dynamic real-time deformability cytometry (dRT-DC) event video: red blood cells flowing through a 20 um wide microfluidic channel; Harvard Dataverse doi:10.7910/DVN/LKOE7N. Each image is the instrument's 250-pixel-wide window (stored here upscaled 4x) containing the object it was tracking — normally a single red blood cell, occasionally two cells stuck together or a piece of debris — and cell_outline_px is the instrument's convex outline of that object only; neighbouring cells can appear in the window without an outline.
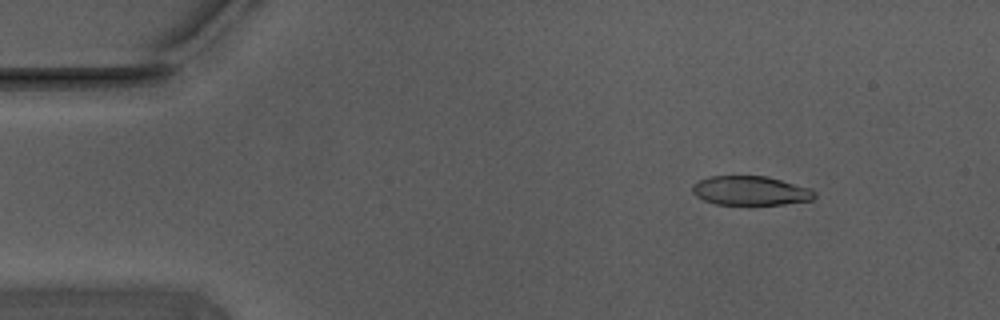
{"species": "Egyptian fruit bat (a non-hibernating species)", "species_latin": "Rousettus aegyptiacus", "temperature_condition": "warm", "stored_images_in_passage": 36, "camera_frame_rate_fps": 3000, "um_per_image_px": 0.085, "animal": {"sex": "male"}, "frame": {"image": 1, "passage_image": 2, "time_ms": 0.333, "image_size_px": [1000, 320], "cell_outline_px": [[816, 196], [812, 200], [784, 204], [716, 204], [704, 200], [696, 196], [692, 192], [692, 184], [700, 180], [712, 176], [768, 176], [812, 188], [816, 192]], "centroid_in_image_um": [63.83, 16.2], "position_along_channel_um": 21.2, "area_um2": 20.87}}
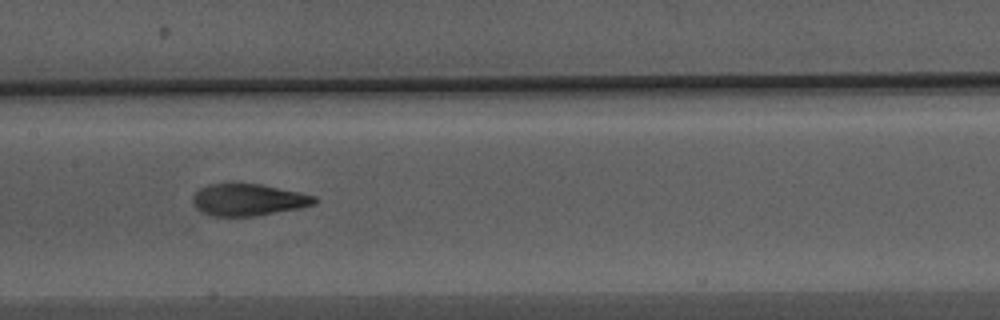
{"frame": {"image": 2, "passage_image": 22, "time_ms": 7.0, "image_size_px": [1000, 320], "cell_outline_px": [[316, 204], [300, 208], [256, 216], [212, 216], [196, 208], [192, 200], [192, 196], [200, 188], [208, 184], [260, 184], [300, 192], [316, 196]], "centroid_in_image_um": [21.12, 16.98], "position_along_channel_um": 186.3, "area_um2": 22.54}}
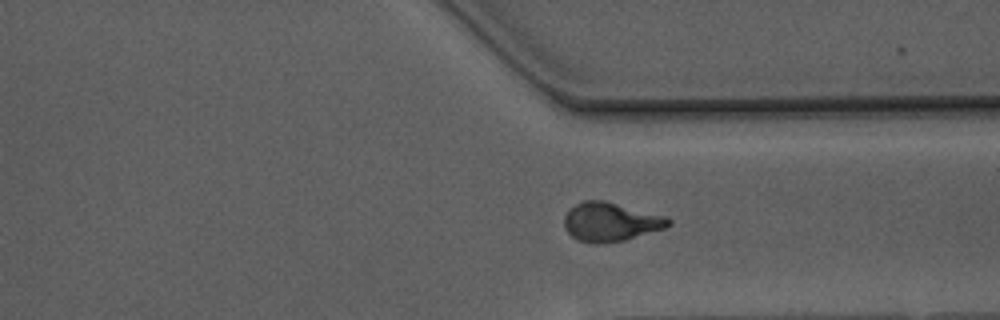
{"frame": {"image": 3, "passage_image": 36, "time_ms": 11.667, "image_size_px": [1000, 320], "cell_outline_px": [[672, 224], [664, 228], [624, 240], [600, 244], [592, 244], [576, 240], [564, 228], [564, 216], [576, 204], [584, 200], [604, 200], [664, 216], [672, 220]], "centroid_in_image_um": [51.87, 18.87], "position_along_channel_um": 359.5, "area_um2": 23.47}, "authors_computed_cell_mechanics": {"area_um2": 22.8599, "velocity_mm_per_s": 3.7119, "shape_relaxation_time_tau1_ms": 5.1728, "shape_relaxation_time_tau2_ms": 1.2525, "deformation_change_tau1": 0.2026, "deformation_change_tau2": 0.0733}}